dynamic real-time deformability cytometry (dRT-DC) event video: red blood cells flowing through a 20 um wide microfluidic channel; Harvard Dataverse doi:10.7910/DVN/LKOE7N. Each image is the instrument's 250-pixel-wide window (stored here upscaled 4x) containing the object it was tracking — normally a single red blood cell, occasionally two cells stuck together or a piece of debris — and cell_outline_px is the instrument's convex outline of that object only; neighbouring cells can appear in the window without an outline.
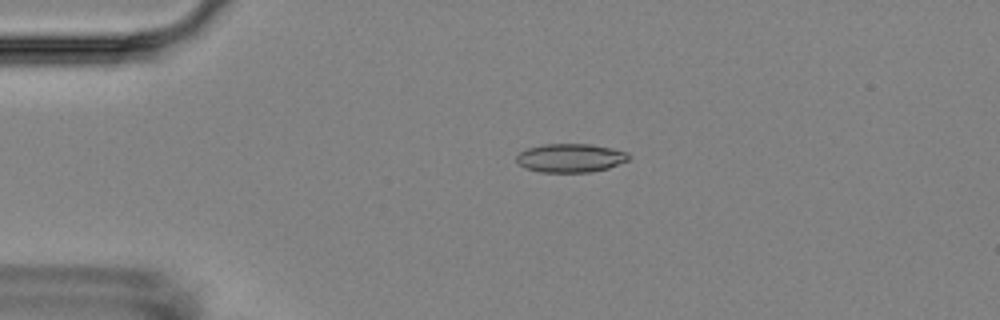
{"species": "Egyptian fruit bat (a non-hibernating species)", "species_latin": "Rousettus aegyptiacus", "temperature_condition": "room temperature", "stored_images_in_passage": 4, "camera_frame_rate_fps": 3000, "um_per_image_px": 0.085, "animal": {"sex": "female"}, "frame": {"image": 1, "passage_image": 3, "time_ms": 3.0, "image_size_px": [1000, 320], "cell_outline_px": [[632, 156], [628, 160], [608, 168], [592, 172], [540, 172], [524, 168], [516, 160], [516, 156], [520, 152], [528, 148], [544, 144], [592, 144], [612, 148], [628, 152]], "centroid_in_image_um": [48.51, 13.42], "position_along_channel_um": 36.5, "area_um2": 18.84}}